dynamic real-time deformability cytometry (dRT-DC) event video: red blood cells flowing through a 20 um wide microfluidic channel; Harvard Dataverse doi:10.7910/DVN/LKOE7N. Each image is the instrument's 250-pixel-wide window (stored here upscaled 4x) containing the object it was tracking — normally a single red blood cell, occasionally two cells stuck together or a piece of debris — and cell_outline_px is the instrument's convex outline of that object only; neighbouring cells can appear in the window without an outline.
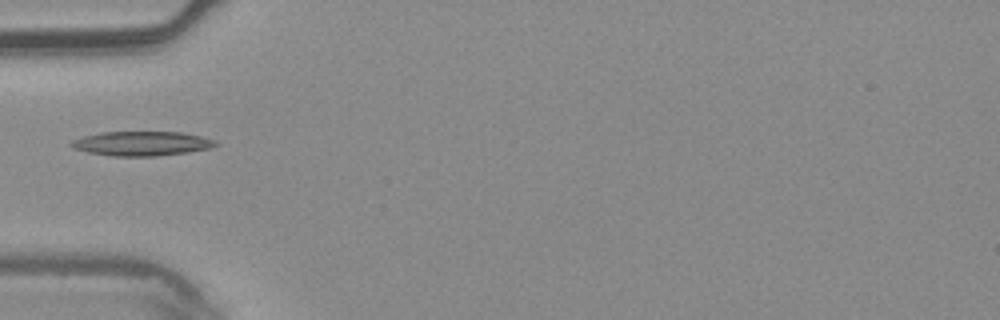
{"species": "common noctule bat (a hibernating species)", "species_latin": "Nyctalus noctula", "temperature_condition": "warm", "stored_images_in_passage": 4, "camera_frame_rate_fps": 3000, "um_per_image_px": 0.085, "animal": {"sex": "male", "body_mass_g": 20.4}, "frame": {"image": 1, "passage_image": 4, "time_ms": 1.0, "image_size_px": [1000, 320], "cell_outline_px": [[220, 144], [208, 148], [188, 152], [156, 156], [112, 156], [88, 152], [72, 148], [68, 144], [72, 140], [84, 136], [100, 132], [180, 132], [200, 136], [216, 140]], "centroid_in_image_um": [12.02, 12.2], "position_along_channel_um": 73.0, "area_um2": 20.52}}